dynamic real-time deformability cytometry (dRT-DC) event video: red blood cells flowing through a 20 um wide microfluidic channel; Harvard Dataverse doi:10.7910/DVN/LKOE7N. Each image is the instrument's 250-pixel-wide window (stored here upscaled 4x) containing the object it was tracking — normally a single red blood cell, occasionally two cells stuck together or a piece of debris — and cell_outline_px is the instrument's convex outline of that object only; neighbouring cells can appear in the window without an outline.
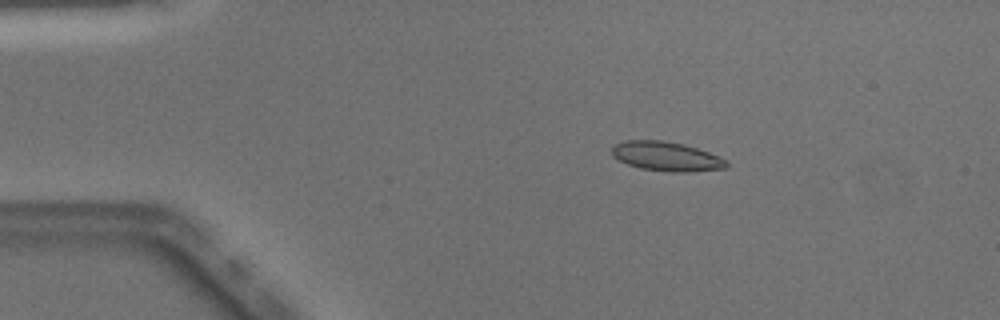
{"species": "Egyptian fruit bat (a non-hibernating species)", "species_latin": "Rousettus aegyptiacus", "temperature_condition": "warm", "stored_images_in_passage": 43, "camera_frame_rate_fps": 3000, "um_per_image_px": 0.085, "animal": {"sex": "male"}, "frame": {"image": 1, "passage_image": 2, "time_ms": 0.333, "image_size_px": [1000, 320], "cell_outline_px": [[728, 168], [688, 172], [672, 172], [640, 168], [628, 164], [612, 156], [612, 148], [616, 144], [624, 140], [660, 140], [684, 144], [708, 152], [728, 160]], "centroid_in_image_um": [56.67, 13.29], "position_along_channel_um": 28.3, "area_um2": 19.54}}
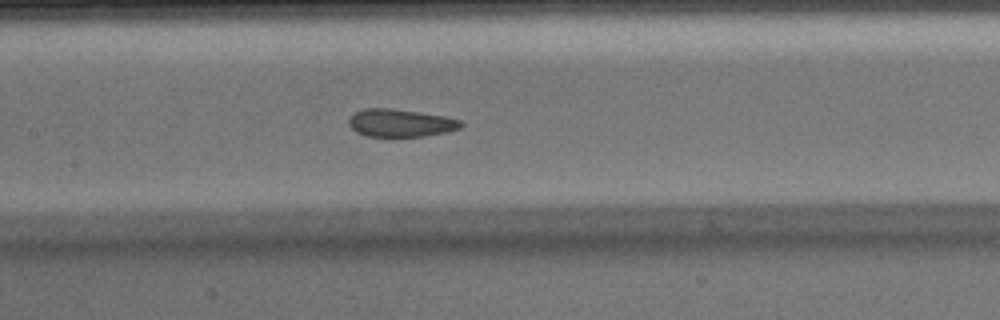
{"frame": {"image": 2, "passage_image": 17, "time_ms": 5.333, "image_size_px": [1000, 320], "cell_outline_px": [[464, 124], [460, 128], [448, 132], [424, 136], [368, 136], [356, 132], [348, 124], [348, 120], [352, 112], [364, 108], [392, 108], [444, 116], [460, 120]], "centroid_in_image_um": [34.02, 10.44], "position_along_channel_um": 173.4, "area_um2": 18.21}}
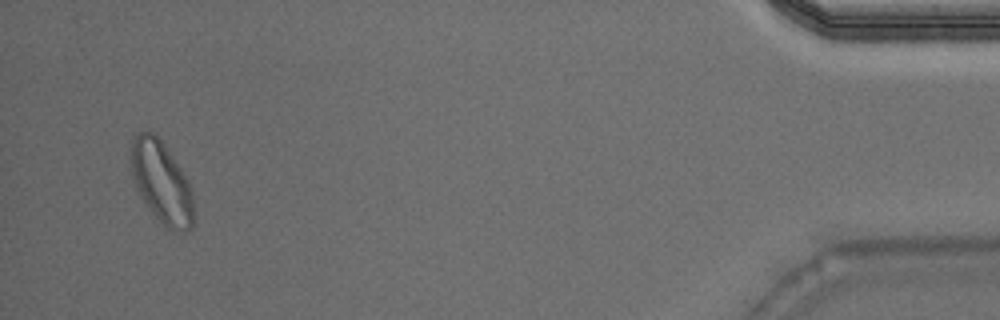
{"frame": {"image": 3, "passage_image": 41, "time_ms": 13.333, "image_size_px": [1000, 320], "cell_outline_px": [[196, 216], [192, 232], [172, 232], [164, 228], [144, 204], [132, 176], [132, 136], [140, 132], [152, 132], [160, 140], [188, 180], [192, 188]], "centroid_in_image_um": [13.79, 15.64], "position_along_channel_um": 421.4, "area_um2": 30.4}, "authors_computed_cell_mechanics": {"area_um2": 19.363, "velocity_mm_per_s": 4.0724, "shape_relaxation_time_tau1_ms": 8.4483, "shape_relaxation_time_tau2_ms": 1.2702, "deformation_change_tau1": 0.189, "deformation_change_tau2": 0.0447}}